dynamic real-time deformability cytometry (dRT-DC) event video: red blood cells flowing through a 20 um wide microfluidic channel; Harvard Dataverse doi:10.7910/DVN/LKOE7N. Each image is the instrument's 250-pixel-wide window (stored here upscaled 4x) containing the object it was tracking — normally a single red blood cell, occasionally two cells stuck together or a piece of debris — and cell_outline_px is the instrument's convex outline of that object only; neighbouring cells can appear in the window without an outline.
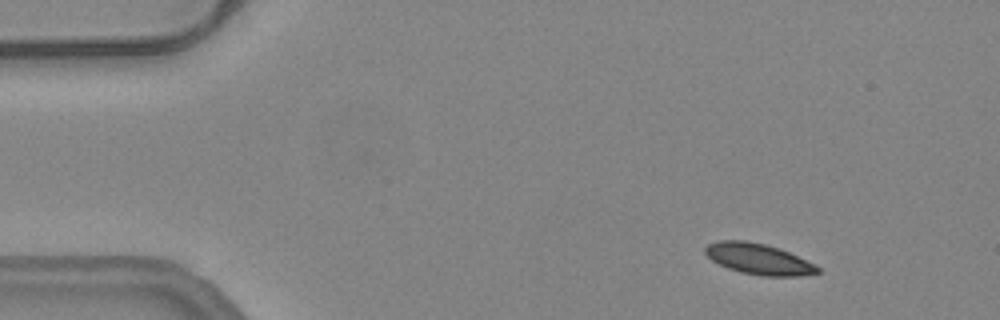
{"species": "common noctule bat (a hibernating species)", "species_latin": "Nyctalus noctula", "temperature_condition": "warm", "stored_images_in_passage": 54, "camera_frame_rate_fps": 3000, "um_per_image_px": 0.085, "animal": {"sex": "female", "body_mass_g": 24.6, "forearm_length_mm": 56.2}, "frame": {"image": 1, "passage_image": 6, "time_ms": 1.667, "image_size_px": [1000, 320], "cell_outline_px": [[824, 272], [800, 276], [764, 276], [740, 272], [728, 268], [712, 260], [704, 252], [704, 248], [708, 244], [720, 240], [744, 240], [764, 244], [780, 248], [816, 264]], "centroid_in_image_um": [64.53, 22.02], "position_along_channel_um": 20.5, "area_um2": 20.35}}
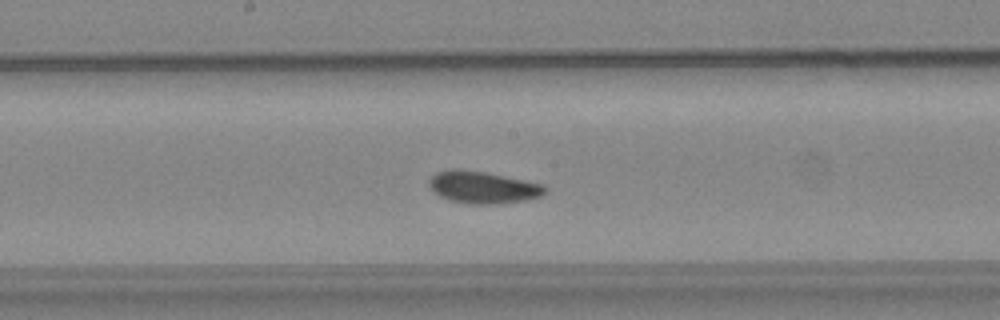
{"frame": {"image": 2, "passage_image": 28, "time_ms": 9.0, "image_size_px": [1000, 320], "cell_outline_px": [[548, 192], [540, 196], [524, 200], [492, 204], [472, 204], [448, 200], [440, 196], [428, 184], [428, 180], [436, 172], [452, 168], [460, 168], [484, 172], [544, 184], [548, 188]], "centroid_in_image_um": [41.05, 15.91], "position_along_channel_um": 207.2, "area_um2": 21.68}}
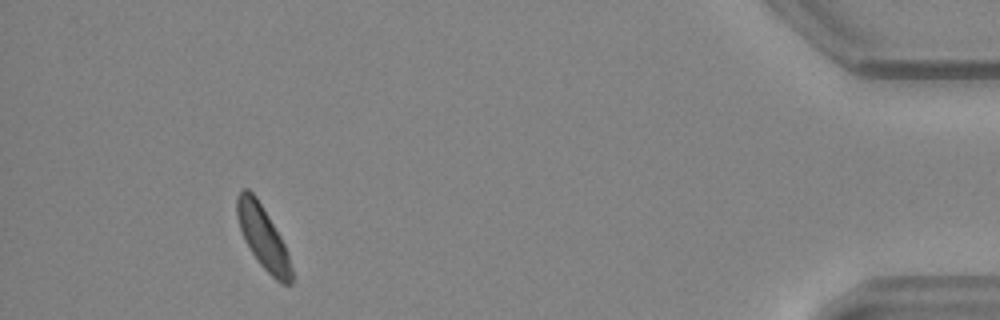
{"frame": {"image": 3, "passage_image": 50, "time_ms": 16.333, "image_size_px": [1000, 320], "cell_outline_px": [[292, 284], [284, 284], [276, 280], [260, 264], [244, 240], [240, 228], [236, 212], [236, 196], [240, 188], [248, 188], [256, 196], [280, 236], [288, 252], [292, 268]], "centroid_in_image_um": [22.34, 20.14], "position_along_channel_um": 412.9, "area_um2": 19.83}, "authors_computed_cell_mechanics": {"area_um2": 20.6635, "velocity_mm_per_s": 3.7351, "shape_relaxation_time_tau1_ms": 4.1788, "shape_relaxation_time_tau2_ms": 9.5129, "deformation_change_tau1": 0.0924, "deformation_change_tau2": 0.121}}